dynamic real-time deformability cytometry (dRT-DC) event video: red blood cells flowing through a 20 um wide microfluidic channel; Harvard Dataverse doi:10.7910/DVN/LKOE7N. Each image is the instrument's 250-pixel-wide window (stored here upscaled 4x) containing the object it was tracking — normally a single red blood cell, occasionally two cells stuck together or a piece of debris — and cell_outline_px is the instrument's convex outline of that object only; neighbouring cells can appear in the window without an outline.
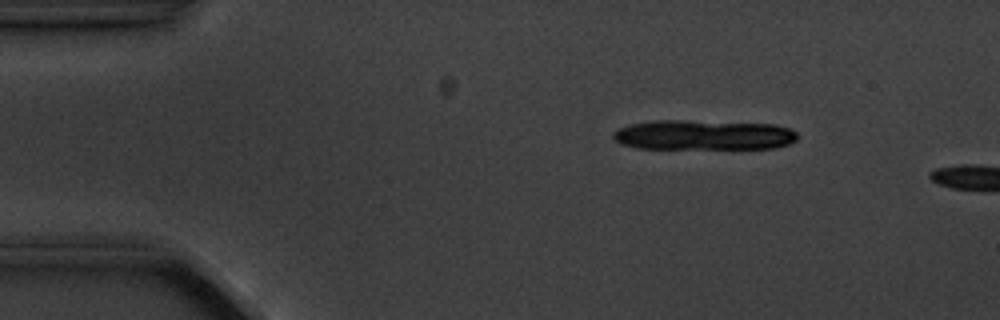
{"species": "common noctule bat (a hibernating species)", "species_latin": "Nyctalus noctula", "temperature_condition": "cold", "stored_images_in_passage": 2, "camera_frame_rate_fps": 3000, "um_per_image_px": 0.085, "animal": {"sex": "male", "body_mass_g": 20.1, "forearm_length_mm": 53.5}, "frame": {"image": 1, "passage_image": 1, "time_ms": 0.0, "image_size_px": [1000, 320], "cell_outline_px": [[796, 140], [788, 144], [776, 148], [636, 148], [620, 144], [612, 136], [612, 132], [620, 128], [632, 124], [652, 120], [688, 120], [776, 124], [788, 128], [796, 132]], "centroid_in_image_um": [59.79, 11.46], "position_along_channel_um": 25.2, "area_um2": 32.25}}